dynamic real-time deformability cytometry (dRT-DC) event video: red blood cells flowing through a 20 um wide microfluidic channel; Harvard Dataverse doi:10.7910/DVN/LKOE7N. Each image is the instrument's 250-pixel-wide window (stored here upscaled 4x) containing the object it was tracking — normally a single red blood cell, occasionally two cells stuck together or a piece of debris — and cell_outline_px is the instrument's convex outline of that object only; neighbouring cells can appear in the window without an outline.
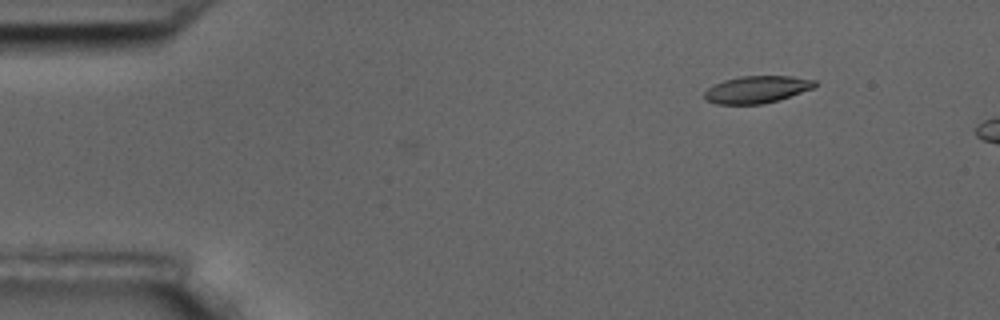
{"species": "common noctule bat (a hibernating species)", "species_latin": "Nyctalus noctula", "temperature_condition": "room temperature", "stored_images_in_passage": 3, "camera_frame_rate_fps": 3000, "um_per_image_px": 0.085, "animal": {"sex": "male", "body_mass_g": 17.5, "forearm_length_mm": 52.3}, "frame": {"image": 1, "passage_image": 3, "time_ms": 2.333, "image_size_px": [1000, 320], "cell_outline_px": [[816, 84], [812, 88], [764, 104], [716, 104], [708, 100], [704, 96], [704, 92], [708, 88], [724, 80], [740, 76], [792, 76], [816, 80]], "centroid_in_image_um": [64.31, 7.6], "position_along_channel_um": 20.7, "area_um2": 17.17}}